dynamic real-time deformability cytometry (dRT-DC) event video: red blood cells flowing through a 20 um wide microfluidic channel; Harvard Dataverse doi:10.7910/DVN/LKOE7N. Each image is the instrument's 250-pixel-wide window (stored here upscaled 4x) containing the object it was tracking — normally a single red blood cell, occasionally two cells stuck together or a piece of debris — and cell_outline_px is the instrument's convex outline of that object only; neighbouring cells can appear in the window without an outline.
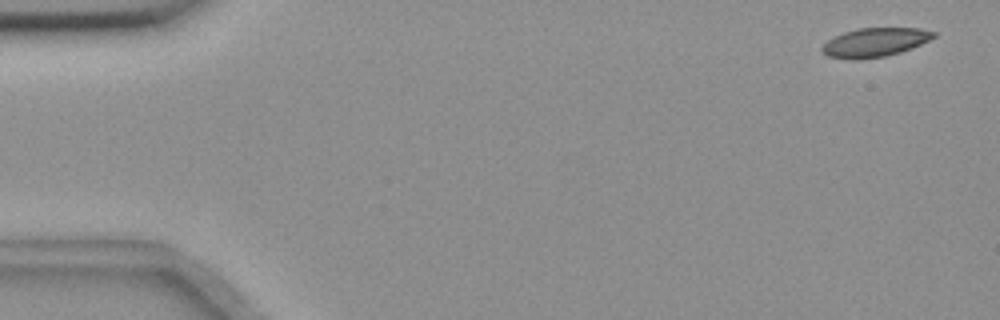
{"species": "common noctule bat (a hibernating species)", "species_latin": "Nyctalus noctula", "temperature_condition": "room temperature", "stored_images_in_passage": 5, "camera_frame_rate_fps": 3000, "um_per_image_px": 0.085, "animal": {"sex": "female", "body_mass_g": 18.4}, "frame": {"image": 1, "passage_image": 1, "time_ms": 0.0, "image_size_px": [1000, 320], "cell_outline_px": [[936, 36], [912, 48], [900, 52], [884, 56], [856, 60], [828, 56], [820, 52], [820, 48], [828, 40], [844, 32], [860, 28], [920, 28], [936, 32]], "centroid_in_image_um": [74.35, 3.6], "position_along_channel_um": 10.6, "area_um2": 18.67}}